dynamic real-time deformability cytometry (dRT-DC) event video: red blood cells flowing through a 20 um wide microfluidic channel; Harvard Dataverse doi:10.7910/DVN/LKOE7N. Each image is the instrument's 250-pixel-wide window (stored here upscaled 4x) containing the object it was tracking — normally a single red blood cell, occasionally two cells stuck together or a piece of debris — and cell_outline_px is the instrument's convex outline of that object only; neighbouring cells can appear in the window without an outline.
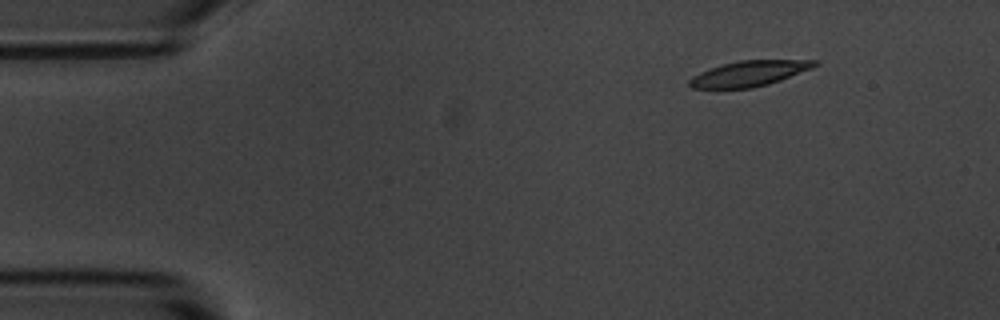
{"species": "common noctule bat (a hibernating species)", "species_latin": "Nyctalus noctula", "temperature_condition": "room temperature", "stored_images_in_passage": 4, "camera_frame_rate_fps": 3000, "um_per_image_px": 0.085, "animal": {"sex": "male", "body_mass_g": 20.1, "forearm_length_mm": 53.5}, "frame": {"image": 1, "passage_image": 2, "time_ms": 2.0, "image_size_px": [1000, 320], "cell_outline_px": [[820, 64], [812, 68], [780, 80], [768, 84], [752, 88], [692, 88], [688, 84], [688, 80], [692, 76], [708, 68], [740, 60], [820, 60]], "centroid_in_image_um": [63.68, 6.24], "position_along_channel_um": 21.3, "area_um2": 18.55}}